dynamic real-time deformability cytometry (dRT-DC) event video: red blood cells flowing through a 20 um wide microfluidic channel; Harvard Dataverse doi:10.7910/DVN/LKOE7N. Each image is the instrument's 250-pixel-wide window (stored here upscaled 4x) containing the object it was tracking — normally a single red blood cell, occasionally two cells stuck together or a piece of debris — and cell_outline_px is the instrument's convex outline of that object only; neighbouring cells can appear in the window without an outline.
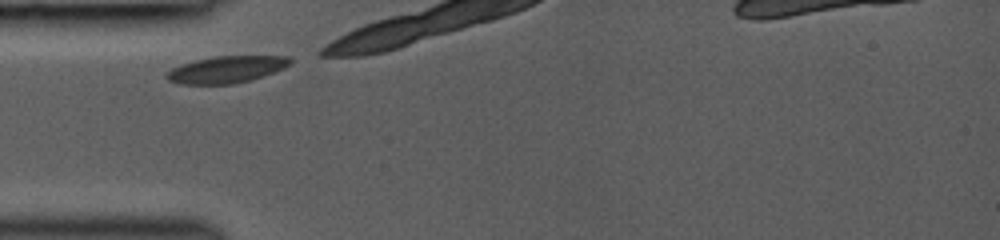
{"species": "common noctule bat (a hibernating species)", "species_latin": "Nyctalus noctula", "temperature_condition": "room temperature", "stored_images_in_passage": 4, "camera_frame_rate_fps": 3000, "um_per_image_px": 0.085, "animal": {"sex": "female", "body_mass_g": 19.0, "forearm_length_mm": 53.3}, "frame": {"image": 1, "passage_image": 1, "time_ms": 0.0, "image_size_px": [1000, 240], "cell_outline_px": [[292, 60], [284, 68], [252, 80], [232, 84], [180, 84], [168, 80], [164, 76], [172, 68], [180, 64], [196, 60], [216, 56], [288, 56]], "centroid_in_image_um": [19.22, 5.91], "position_along_channel_um": 65.8, "area_um2": 19.25}}